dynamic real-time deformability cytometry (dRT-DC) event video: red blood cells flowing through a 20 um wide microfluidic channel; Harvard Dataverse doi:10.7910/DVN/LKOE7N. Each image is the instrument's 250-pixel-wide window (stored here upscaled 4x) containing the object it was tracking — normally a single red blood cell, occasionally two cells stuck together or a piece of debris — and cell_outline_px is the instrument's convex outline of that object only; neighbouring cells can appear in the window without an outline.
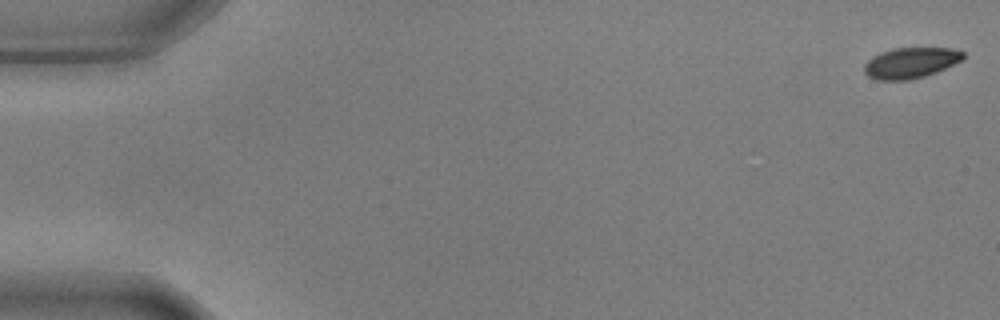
{"species": "common noctule bat (a hibernating species)", "species_latin": "Nyctalus noctula", "temperature_condition": "warm", "stored_images_in_passage": 56, "camera_frame_rate_fps": 3000, "um_per_image_px": 0.085, "animal": {"sex": "male", "body_mass_g": 17.9, "forearm_length_mm": 54.2}, "frame": {"image": 1, "passage_image": 1, "time_ms": 0.0, "image_size_px": [1000, 320], "cell_outline_px": [[964, 56], [960, 60], [936, 72], [924, 76], [908, 80], [876, 80], [868, 76], [864, 72], [864, 64], [872, 56], [880, 52], [892, 48], [952, 48], [964, 52]], "centroid_in_image_um": [77.35, 5.34], "position_along_channel_um": 7.7, "area_um2": 17.63}}
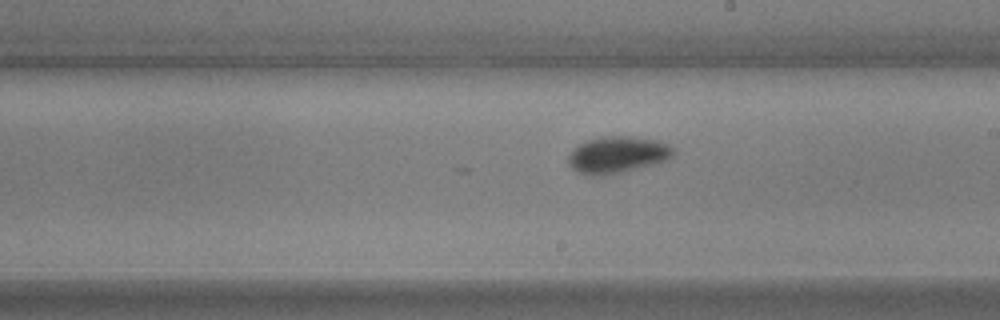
{"frame": {"image": 2, "passage_image": 32, "time_ms": 10.333, "image_size_px": [1000, 320], "cell_outline_px": [[676, 152], [672, 156], [664, 160], [652, 164], [604, 176], [596, 176], [580, 172], [572, 168], [568, 164], [568, 156], [580, 144], [588, 140], [600, 136], [636, 136], [660, 140], [668, 144]], "centroid_in_image_um": [52.5, 13.13], "position_along_channel_um": 236.5, "area_um2": 22.25}}
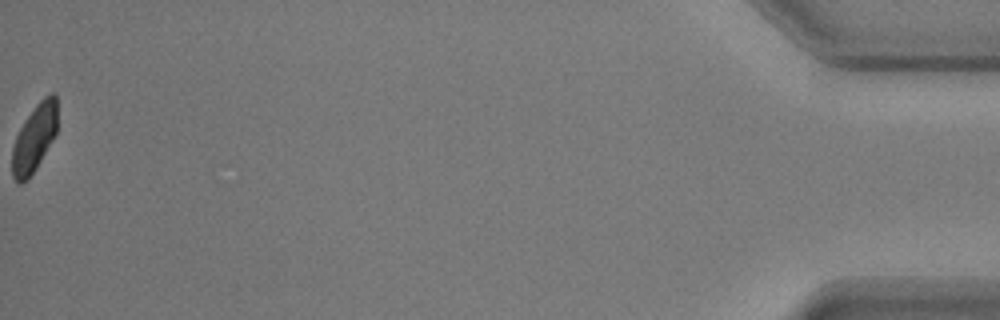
{"frame": {"image": 3, "passage_image": 56, "time_ms": 18.333, "image_size_px": [1000, 320], "cell_outline_px": [[56, 132], [52, 140], [36, 168], [28, 180], [20, 184], [12, 176], [12, 148], [16, 136], [20, 128], [36, 104], [44, 96], [52, 92], [56, 92]], "centroid_in_image_um": [2.91, 11.75], "position_along_channel_um": 432.3, "area_um2": 17.51}, "authors_computed_cell_mechanics": {"area_um2": 19.8543, "velocity_mm_per_s": 3.6517, "shape_relaxation_time_tau1_ms": 2.446, "shape_relaxation_time_tau2_ms": null, "deformation_change_tau1": 0.0986, "deformation_change_tau2": null}}